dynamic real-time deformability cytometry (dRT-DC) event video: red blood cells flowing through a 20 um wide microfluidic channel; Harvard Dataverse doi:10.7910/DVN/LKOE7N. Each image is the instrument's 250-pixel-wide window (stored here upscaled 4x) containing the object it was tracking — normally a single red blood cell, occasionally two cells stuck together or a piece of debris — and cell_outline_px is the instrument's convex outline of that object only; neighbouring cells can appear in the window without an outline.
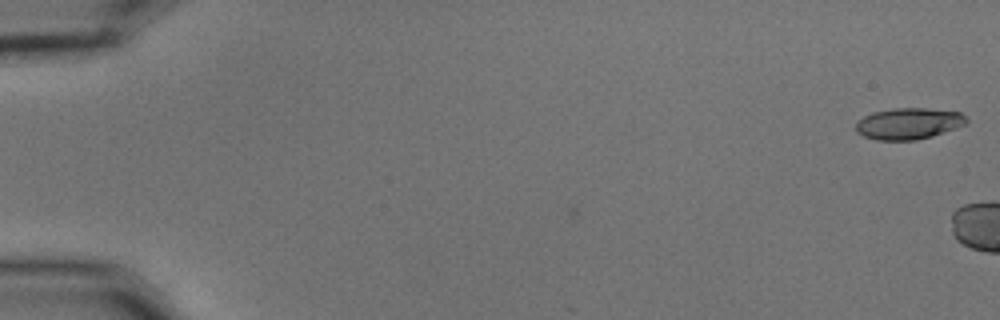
{"species": "common noctule bat (a hibernating species)", "species_latin": "Nyctalus noctula", "temperature_condition": "cold", "stored_images_in_passage": 5, "camera_frame_rate_fps": 3000, "um_per_image_px": 0.085, "animal": {"sex": "male", "body_mass_g": 15.6}, "frame": {"image": 1, "passage_image": 1, "time_ms": 0.0, "image_size_px": [1000, 320], "cell_outline_px": [[968, 120], [964, 124], [956, 128], [932, 136], [916, 140], [876, 140], [864, 136], [856, 132], [856, 124], [864, 116], [872, 112], [892, 108], [924, 108], [960, 112]], "centroid_in_image_um": [77.21, 10.5], "position_along_channel_um": 7.8, "area_um2": 20.11}}